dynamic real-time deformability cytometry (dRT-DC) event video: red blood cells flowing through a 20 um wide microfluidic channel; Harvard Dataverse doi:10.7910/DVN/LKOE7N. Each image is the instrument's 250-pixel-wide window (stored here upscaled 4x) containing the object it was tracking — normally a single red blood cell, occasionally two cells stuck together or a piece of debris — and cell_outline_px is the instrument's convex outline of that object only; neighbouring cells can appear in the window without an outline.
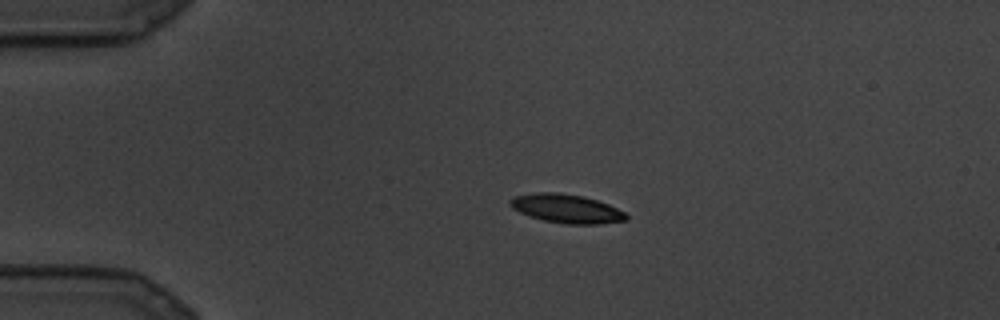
{"species": "common noctule bat (a hibernating species)", "species_latin": "Nyctalus noctula", "temperature_condition": "cold", "stored_images_in_passage": 20, "camera_frame_rate_fps": 3000, "um_per_image_px": 0.085, "animal": {"sex": "male", "body_mass_g": 19.5, "forearm_length_mm": 54.6}, "frame": {"image": 1, "passage_image": 1, "time_ms": 0.0, "image_size_px": [1000, 320], "cell_outline_px": [[628, 220], [600, 224], [564, 224], [544, 220], [528, 216], [512, 208], [508, 204], [508, 200], [512, 196], [532, 192], [556, 192], [584, 196], [608, 204], [624, 212], [628, 216]], "centroid_in_image_um": [48.1, 17.72], "position_along_channel_um": 36.9, "area_um2": 19.71}}
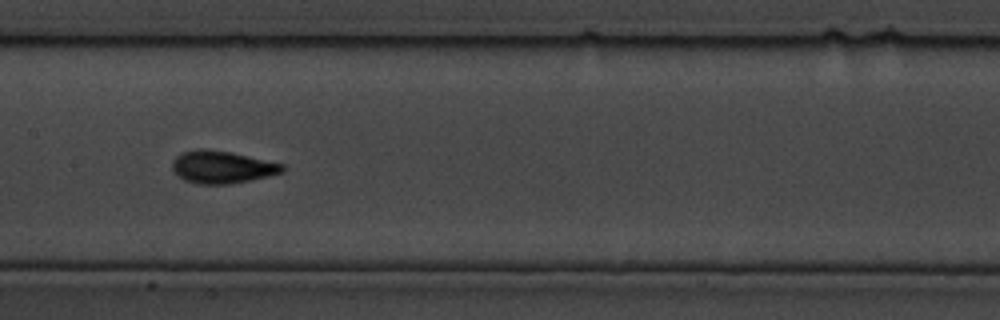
{"frame": {"image": 2, "passage_image": 9, "time_ms": 2.667, "image_size_px": [1000, 320], "cell_outline_px": [[284, 172], [252, 180], [232, 184], [200, 184], [184, 180], [172, 172], [172, 160], [180, 152], [200, 148], [232, 152], [284, 164]], "centroid_in_image_um": [18.85, 14.2], "position_along_channel_um": 188.6, "area_um2": 21.1}}
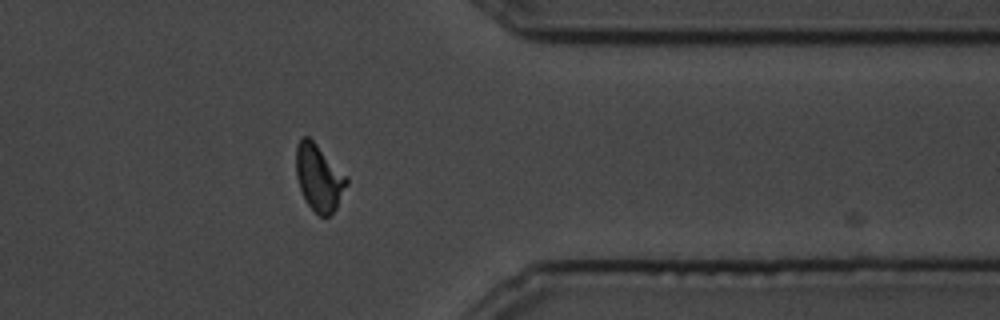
{"frame": {"image": 3, "passage_image": 17, "time_ms": 5.333, "image_size_px": [1000, 320], "cell_outline_px": [[348, 184], [336, 208], [328, 216], [320, 216], [308, 204], [300, 188], [296, 176], [296, 144], [300, 136], [308, 136], [348, 176]], "centroid_in_image_um": [27.11, 15.07], "position_along_channel_um": 384.3, "area_um2": 19.54}}